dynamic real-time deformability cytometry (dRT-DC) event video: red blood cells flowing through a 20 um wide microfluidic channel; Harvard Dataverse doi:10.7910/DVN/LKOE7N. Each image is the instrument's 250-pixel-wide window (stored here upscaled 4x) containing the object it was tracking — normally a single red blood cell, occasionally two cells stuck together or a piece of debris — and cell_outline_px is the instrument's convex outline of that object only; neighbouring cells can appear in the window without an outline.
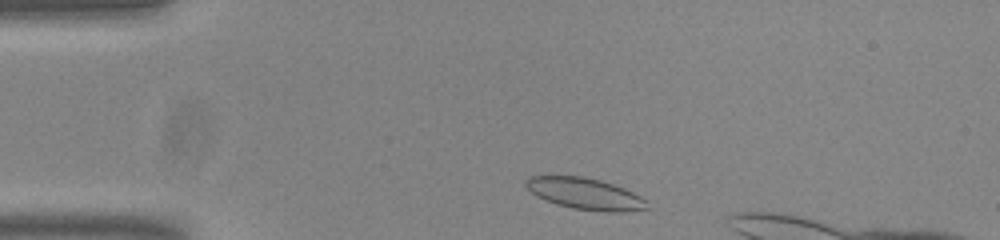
{"species": "common noctule bat (a hibernating species)", "species_latin": "Nyctalus noctula", "temperature_condition": "room temperature", "stored_images_in_passage": 46, "camera_frame_rate_fps": 3000, "um_per_image_px": 0.085, "animal": {"sex": "male", "body_mass_g": 20.0, "forearm_length_mm": 53.3}, "frame": {"image": 1, "passage_image": 3, "time_ms": 0.667, "image_size_px": [1000, 240], "cell_outline_px": [[648, 208], [624, 212], [604, 212], [572, 208], [556, 204], [536, 196], [524, 184], [528, 176], [584, 176], [600, 180], [624, 188], [648, 200]], "centroid_in_image_um": [49.75, 16.47], "position_along_channel_um": 35.3, "area_um2": 22.25}}
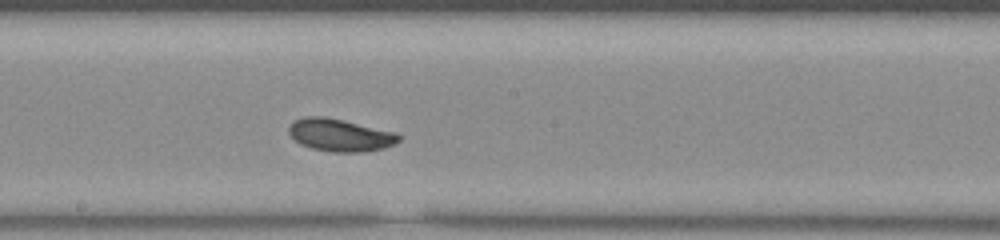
{"frame": {"image": 2, "passage_image": 21, "time_ms": 6.667, "image_size_px": [1000, 240], "cell_outline_px": [[400, 140], [384, 148], [364, 152], [332, 152], [312, 148], [300, 144], [288, 132], [288, 128], [296, 120], [304, 116], [324, 116], [344, 120], [396, 132], [400, 136]], "centroid_in_image_um": [28.91, 11.48], "position_along_channel_um": 219.3, "area_um2": 20.75}}
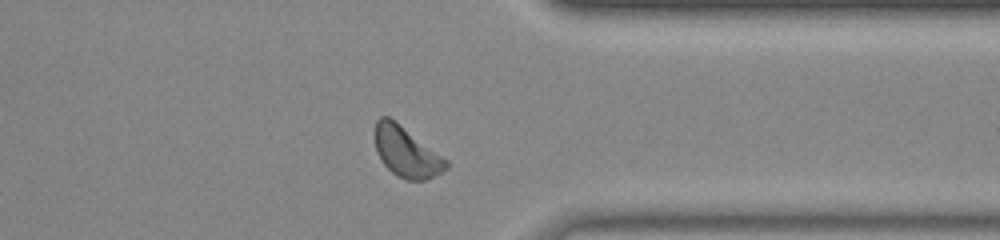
{"frame": {"image": 3, "passage_image": 34, "time_ms": 11.0, "image_size_px": [1000, 240], "cell_outline_px": [[448, 168], [424, 180], [404, 180], [392, 172], [384, 164], [376, 148], [376, 120], [380, 116], [388, 116], [448, 160]], "centroid_in_image_um": [34.55, 12.93], "position_along_channel_um": 376.9, "area_um2": 20.23}, "authors_computed_cell_mechanics": {"area_um2": 20.6346, "velocity_mm_per_s": 3.7575, "shape_relaxation_time_tau1_ms": 2.3544, "shape_relaxation_time_tau2_ms": null, "deformation_change_tau1": 0.086, "deformation_change_tau2": null}}